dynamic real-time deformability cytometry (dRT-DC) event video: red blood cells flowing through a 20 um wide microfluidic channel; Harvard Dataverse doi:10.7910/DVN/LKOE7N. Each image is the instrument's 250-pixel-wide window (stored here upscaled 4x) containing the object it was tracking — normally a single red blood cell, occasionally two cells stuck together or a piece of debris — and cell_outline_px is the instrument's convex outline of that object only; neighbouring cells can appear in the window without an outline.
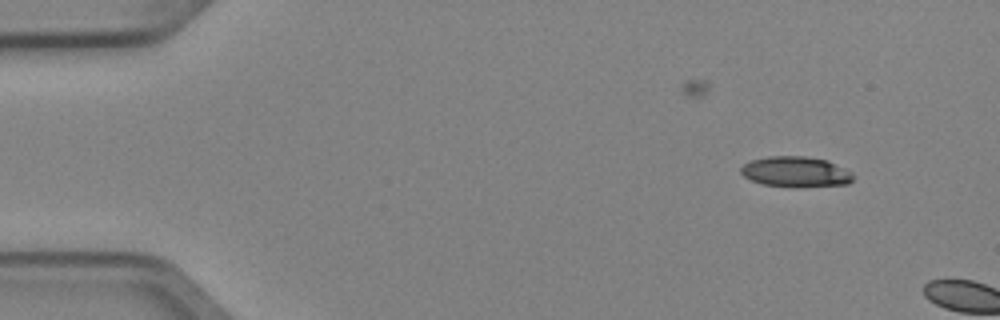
{"species": "Egyptian fruit bat (a non-hibernating species)", "species_latin": "Rousettus aegyptiacus", "temperature_condition": "cold", "stored_images_in_passage": 2, "camera_frame_rate_fps": 3000, "um_per_image_px": 0.085, "animal": {"sex": "female"}, "frame": {"image": 1, "passage_image": 1, "time_ms": 0.0, "image_size_px": [1000, 320], "cell_outline_px": [[856, 176], [848, 184], [796, 188], [764, 184], [752, 180], [744, 176], [740, 172], [740, 168], [744, 164], [752, 160], [768, 156], [804, 156], [828, 160], [852, 172]], "centroid_in_image_um": [67.67, 14.61], "position_along_channel_um": 17.3, "area_um2": 20.17}}